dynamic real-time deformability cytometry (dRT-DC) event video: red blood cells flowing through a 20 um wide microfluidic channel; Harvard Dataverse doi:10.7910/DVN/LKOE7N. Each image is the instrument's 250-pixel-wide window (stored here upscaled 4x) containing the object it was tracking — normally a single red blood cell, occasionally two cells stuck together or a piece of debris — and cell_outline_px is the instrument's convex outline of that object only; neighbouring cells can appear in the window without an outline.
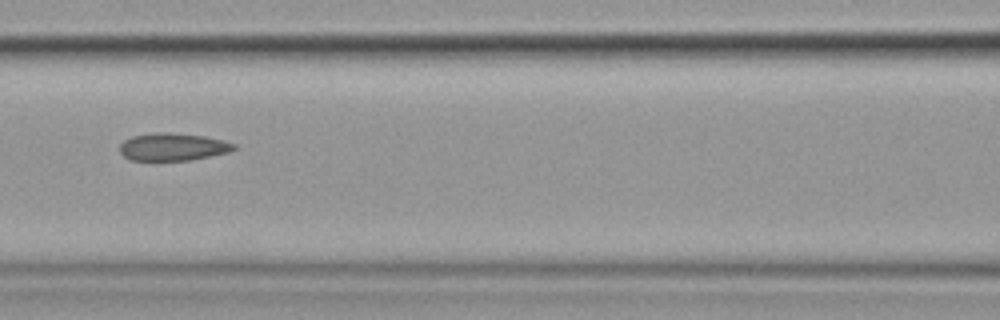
{"species": "common noctule bat (a hibernating species)", "species_latin": "Nyctalus noctula", "temperature_condition": "cold", "stored_images_in_passage": 12, "camera_frame_rate_fps": 3000, "um_per_image_px": 0.085, "animal": {"sex": "female", "body_mass_g": 19.9}, "frame": {"image": 1, "passage_image": 4, "time_ms": 3.333, "image_size_px": [1000, 320], "cell_outline_px": [[236, 148], [228, 152], [188, 160], [132, 160], [124, 156], [120, 152], [120, 144], [124, 140], [132, 136], [156, 132], [168, 132], [204, 136], [224, 140], [236, 144]], "centroid_in_image_um": [14.68, 12.47], "position_along_channel_um": 151.9, "area_um2": 18.21}}
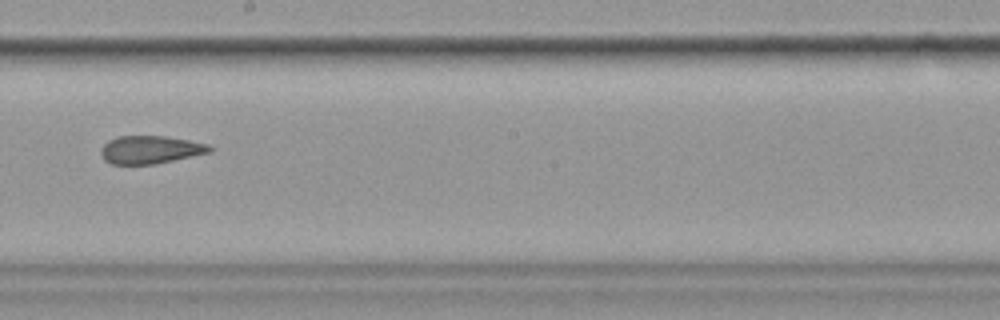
{"frame": {"image": 2, "passage_image": 6, "time_ms": 5.667, "image_size_px": [1000, 320], "cell_outline_px": [[212, 152], [156, 164], [112, 164], [104, 160], [100, 156], [100, 148], [108, 140], [116, 136], [164, 136], [188, 140], [208, 144], [212, 148]], "centroid_in_image_um": [12.75, 12.72], "position_along_channel_um": 235.5, "area_um2": 17.86}, "authors_computed_cell_mechanics": {"area_um2": 18.5827, "velocity_mm_per_s": 3.585, "shape_relaxation_time_tau1_ms": null, "shape_relaxation_time_tau2_ms": 4.3931, "deformation_change_tau1": null, "deformation_change_tau2": 0.0822}}